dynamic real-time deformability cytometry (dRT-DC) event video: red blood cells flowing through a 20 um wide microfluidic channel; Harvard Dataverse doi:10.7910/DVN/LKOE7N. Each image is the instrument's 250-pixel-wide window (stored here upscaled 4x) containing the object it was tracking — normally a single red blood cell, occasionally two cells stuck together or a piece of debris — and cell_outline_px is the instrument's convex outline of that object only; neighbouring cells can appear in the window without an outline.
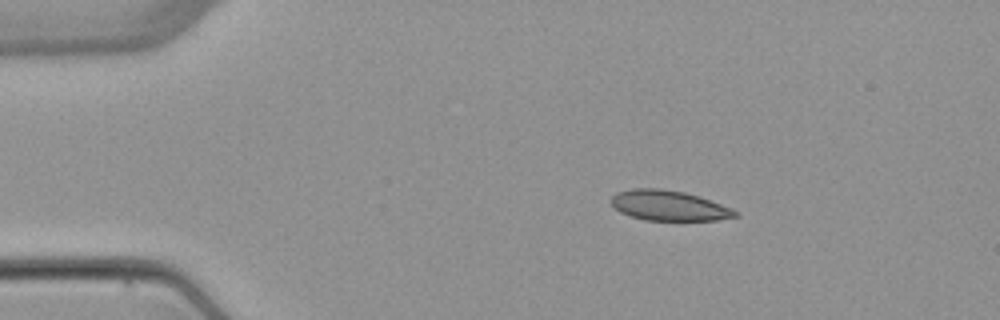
{"species": "common noctule bat (a hibernating species)", "species_latin": "Nyctalus noctula", "temperature_condition": "warm", "stored_images_in_passage": 6, "camera_frame_rate_fps": 3000, "um_per_image_px": 0.085, "animal": {"sex": "female", "body_mass_g": 22.7, "forearm_length_mm": 54.2}, "frame": {"image": 1, "passage_image": 2, "time_ms": 1.333, "image_size_px": [1000, 320], "cell_outline_px": [[740, 216], [716, 220], [644, 220], [620, 212], [612, 204], [612, 196], [616, 192], [632, 188], [660, 188], [684, 192], [700, 196], [732, 208], [740, 212]], "centroid_in_image_um": [56.89, 17.47], "position_along_channel_um": 28.1, "area_um2": 21.91}}
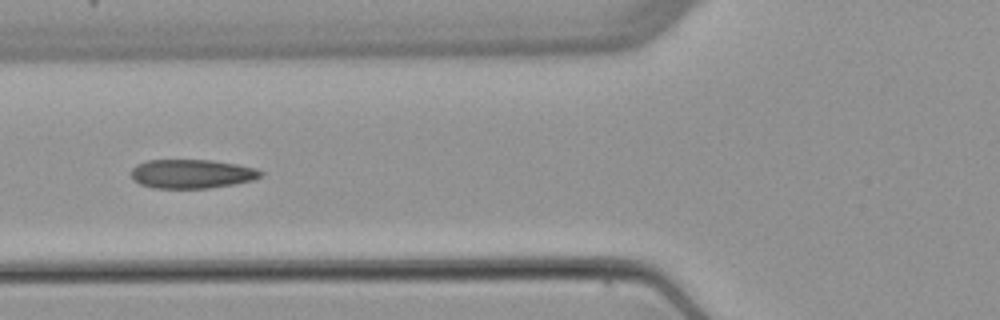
{"frame": {"image": 2, "passage_image": 4, "time_ms": 5.0, "image_size_px": [1000, 320], "cell_outline_px": [[264, 172], [260, 176], [252, 180], [236, 184], [208, 188], [152, 188], [140, 184], [132, 180], [132, 168], [136, 164], [148, 160], [212, 160], [236, 164], [256, 168]], "centroid_in_image_um": [16.29, 14.78], "position_along_channel_um": 109.5, "area_um2": 21.96}}
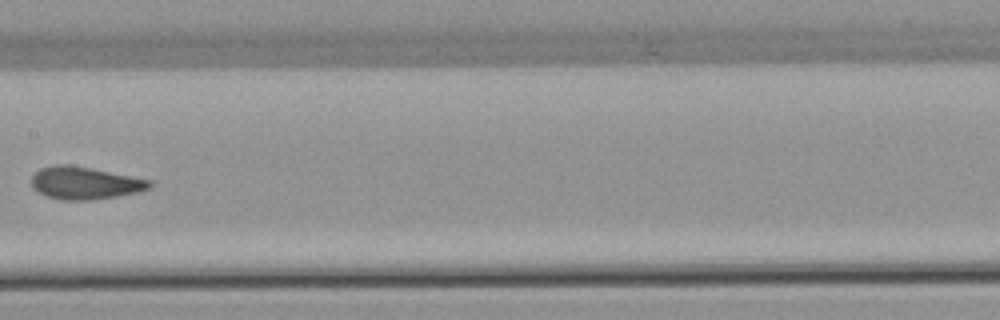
{"frame": {"image": 3, "passage_image": 6, "time_ms": 7.333, "image_size_px": [1000, 320], "cell_outline_px": [[152, 184], [148, 188], [136, 192], [116, 196], [92, 200], [60, 200], [48, 196], [32, 188], [32, 176], [40, 168], [56, 164], [68, 164], [92, 168], [152, 180]], "centroid_in_image_um": [7.2, 15.55], "position_along_channel_um": 200.2, "area_um2": 22.25}}